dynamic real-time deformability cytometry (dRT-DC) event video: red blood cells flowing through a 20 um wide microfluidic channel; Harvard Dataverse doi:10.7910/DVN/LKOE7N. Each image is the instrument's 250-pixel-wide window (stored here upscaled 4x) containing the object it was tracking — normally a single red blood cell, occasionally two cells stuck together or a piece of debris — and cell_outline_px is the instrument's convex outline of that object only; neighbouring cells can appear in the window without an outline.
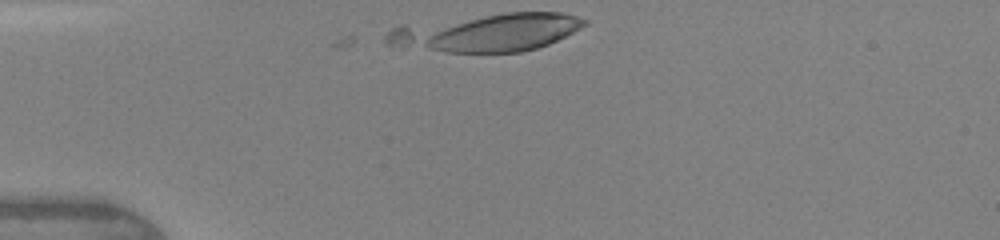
{"species": "human", "species_latin": "Homo sapiens", "temperature_condition": "warm", "stored_images_in_passage": 24, "camera_frame_rate_fps": 3000, "um_per_image_px": 0.085, "donor": {"sex": "female"}, "frame": {"image": 1, "passage_image": 1, "time_ms": 0.0, "image_size_px": [1000, 240], "cell_outline_px": [[588, 24], [548, 44], [536, 48], [520, 52], [448, 52], [384, 44], [384, 36], [392, 28], [400, 24], [508, 12], [560, 12], [576, 16], [588, 20]], "centroid_in_image_um": [41.34, 2.74], "position_along_channel_um": 43.7, "area_um2": 43.75}}
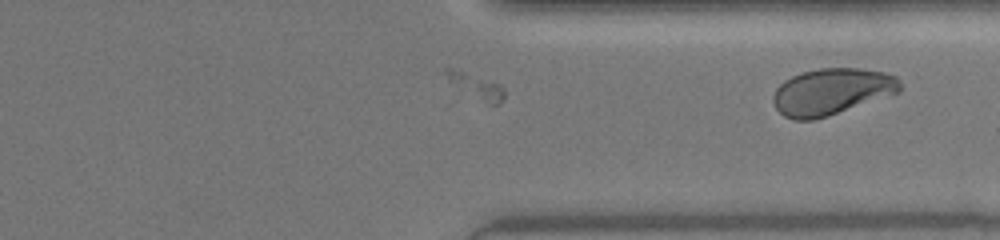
{"frame": {"image": 2, "passage_image": 24, "time_ms": 7.667, "image_size_px": [1000, 240], "cell_outline_px": [[900, 92], [828, 116], [812, 120], [796, 120], [784, 116], [776, 108], [772, 100], [772, 96], [776, 88], [784, 80], [800, 72], [820, 68], [860, 68], [884, 72], [896, 76], [900, 80]], "centroid_in_image_um": [70.67, 7.78], "position_along_channel_um": 340.7, "area_um2": 34.45}}